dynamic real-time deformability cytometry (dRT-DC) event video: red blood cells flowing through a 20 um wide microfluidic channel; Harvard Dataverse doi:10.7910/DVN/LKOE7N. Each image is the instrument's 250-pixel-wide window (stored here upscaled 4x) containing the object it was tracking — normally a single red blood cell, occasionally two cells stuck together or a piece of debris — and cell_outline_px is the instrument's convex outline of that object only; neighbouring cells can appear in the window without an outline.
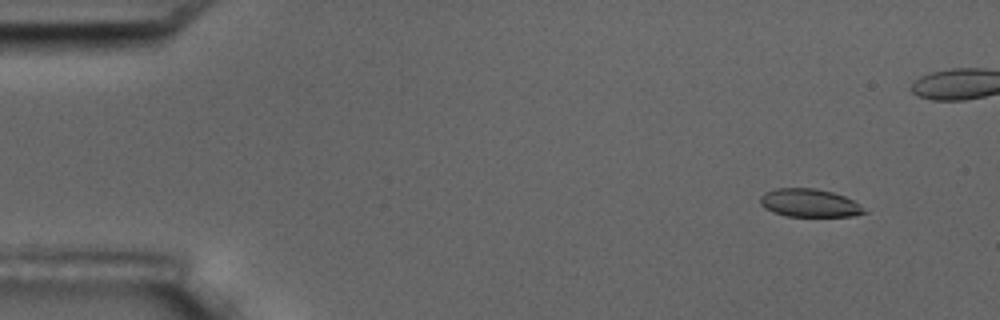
{"species": "common noctule bat (a hibernating species)", "species_latin": "Nyctalus noctula", "temperature_condition": "room temperature", "stored_images_in_passage": 6, "camera_frame_rate_fps": 3000, "um_per_image_px": 0.085, "animal": {"sex": "male", "body_mass_g": 17.5, "forearm_length_mm": 52.3}, "frame": {"image": 1, "passage_image": 2, "time_ms": 1.333, "image_size_px": [1000, 320], "cell_outline_px": [[868, 212], [852, 216], [788, 216], [772, 212], [764, 208], [760, 204], [760, 196], [764, 192], [776, 188], [816, 188], [832, 192], [844, 196], [860, 204]], "centroid_in_image_um": [68.78, 17.25], "position_along_channel_um": 16.2, "area_um2": 17.11}}